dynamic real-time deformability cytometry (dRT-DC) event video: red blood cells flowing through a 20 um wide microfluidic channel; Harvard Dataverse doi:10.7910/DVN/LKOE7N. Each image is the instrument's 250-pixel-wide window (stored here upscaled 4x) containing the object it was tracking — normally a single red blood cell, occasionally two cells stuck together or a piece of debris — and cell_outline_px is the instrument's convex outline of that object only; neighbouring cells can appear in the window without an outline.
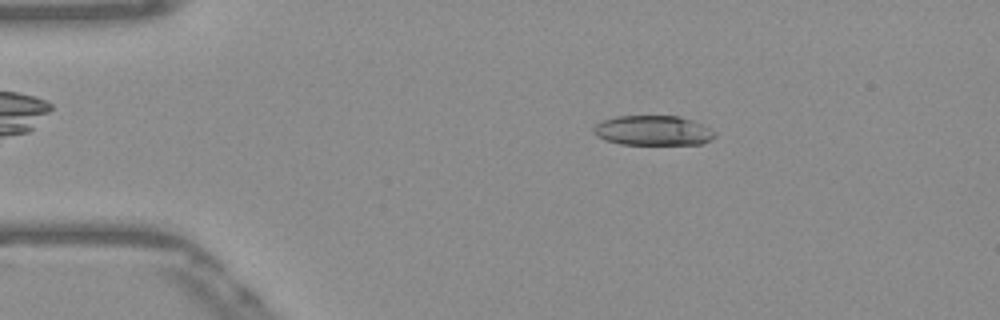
{"species": "Egyptian fruit bat (a non-hibernating species)", "species_latin": "Rousettus aegyptiacus", "temperature_condition": "warm", "stored_images_in_passage": 52, "camera_frame_rate_fps": 3000, "um_per_image_px": 0.085, "frame": {"image": 1, "passage_image": 9, "time_ms": 2.667, "image_size_px": [1000, 320], "cell_outline_px": [[716, 136], [700, 144], [620, 144], [604, 140], [596, 136], [592, 132], [592, 128], [596, 124], [604, 120], [616, 116], [680, 116], [692, 120], [716, 132]], "centroid_in_image_um": [55.46, 11.09], "position_along_channel_um": 29.5, "area_um2": 21.04}}
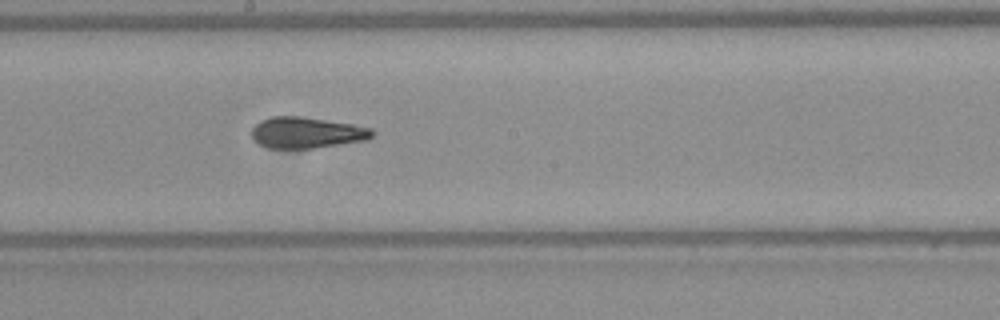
{"frame": {"image": 2, "passage_image": 28, "time_ms": 9.0, "image_size_px": [1000, 320], "cell_outline_px": [[372, 136], [368, 140], [312, 148], [268, 148], [252, 140], [252, 128], [260, 120], [272, 116], [304, 116], [352, 124], [372, 128]], "centroid_in_image_um": [26.04, 11.26], "position_along_channel_um": 222.2, "area_um2": 21.91}}
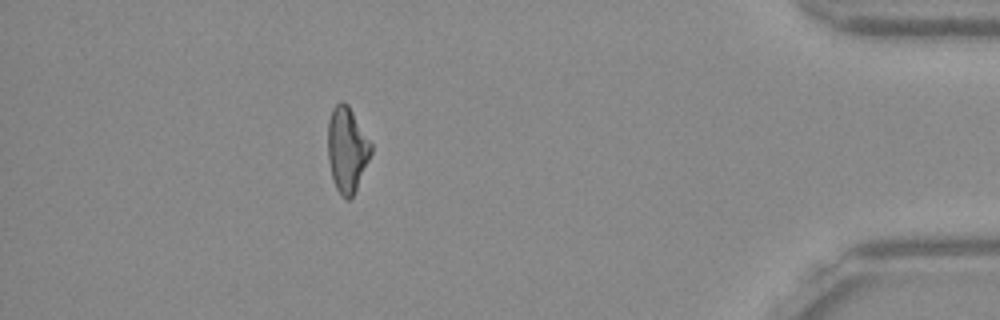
{"frame": {"image": 3, "passage_image": 46, "time_ms": 15.0, "image_size_px": [1000, 320], "cell_outline_px": [[372, 152], [356, 188], [352, 196], [348, 200], [340, 196], [336, 188], [332, 176], [328, 160], [328, 120], [332, 108], [340, 100], [344, 100], [348, 104], [372, 144]], "centroid_in_image_um": [29.48, 12.67], "position_along_channel_um": 405.7, "area_um2": 21.39}, "authors_computed_cell_mechanics": {"area_um2": 21.8484, "velocity_mm_per_s": 3.8825, "shape_relaxation_time_tau1_ms": null, "shape_relaxation_time_tau2_ms": 3.4568, "deformation_change_tau1": null, "deformation_change_tau2": 0.1284}}